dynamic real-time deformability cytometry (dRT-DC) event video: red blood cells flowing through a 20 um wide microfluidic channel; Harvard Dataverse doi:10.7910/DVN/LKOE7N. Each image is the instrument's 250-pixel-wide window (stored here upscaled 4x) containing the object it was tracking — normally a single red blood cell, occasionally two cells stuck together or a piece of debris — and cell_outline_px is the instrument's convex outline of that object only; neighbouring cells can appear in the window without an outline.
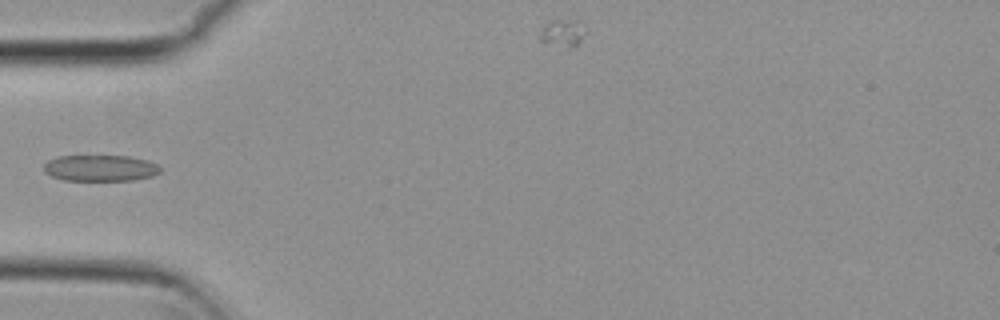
{"species": "common noctule bat (a hibernating species)", "species_latin": "Nyctalus noctula", "temperature_condition": "cold", "stored_images_in_passage": 3, "camera_frame_rate_fps": 3000, "um_per_image_px": 0.085, "animal": {"sex": "female", "body_mass_g": 29.2, "forearm_length_mm": 56.3}, "frame": {"image": 1, "passage_image": 2, "time_ms": 0.333, "image_size_px": [1000, 320], "cell_outline_px": [[160, 172], [152, 176], [132, 180], [64, 180], [52, 176], [44, 172], [44, 164], [48, 160], [56, 156], [128, 156], [148, 160], [156, 164], [160, 168]], "centroid_in_image_um": [8.51, 14.28], "position_along_channel_um": 76.5, "area_um2": 17.74}}